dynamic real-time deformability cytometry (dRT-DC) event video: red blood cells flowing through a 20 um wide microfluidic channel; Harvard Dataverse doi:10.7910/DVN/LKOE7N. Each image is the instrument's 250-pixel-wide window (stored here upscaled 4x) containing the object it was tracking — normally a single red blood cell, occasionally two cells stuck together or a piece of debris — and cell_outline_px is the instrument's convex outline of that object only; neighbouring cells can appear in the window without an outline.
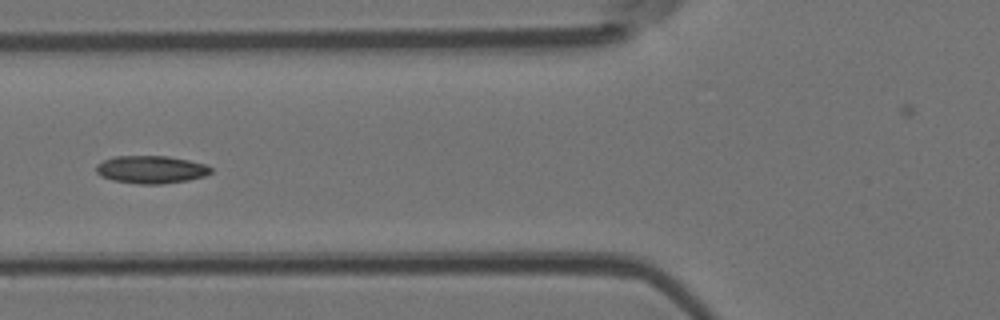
{"species": "Egyptian fruit bat (a non-hibernating species)", "species_latin": "Rousettus aegyptiacus", "temperature_condition": "room temperature", "stored_images_in_passage": 3, "camera_frame_rate_fps": 3000, "um_per_image_px": 0.085, "animal": {"sex": "female"}, "frame": {"image": 1, "passage_image": 3, "time_ms": 2.333, "image_size_px": [1000, 320], "cell_outline_px": [[212, 172], [204, 176], [188, 180], [160, 184], [140, 184], [112, 180], [100, 176], [96, 172], [96, 164], [104, 160], [116, 156], [168, 156], [188, 160], [204, 164], [212, 168]], "centroid_in_image_um": [12.82, 14.41], "position_along_channel_um": 113.0, "area_um2": 18.5}}